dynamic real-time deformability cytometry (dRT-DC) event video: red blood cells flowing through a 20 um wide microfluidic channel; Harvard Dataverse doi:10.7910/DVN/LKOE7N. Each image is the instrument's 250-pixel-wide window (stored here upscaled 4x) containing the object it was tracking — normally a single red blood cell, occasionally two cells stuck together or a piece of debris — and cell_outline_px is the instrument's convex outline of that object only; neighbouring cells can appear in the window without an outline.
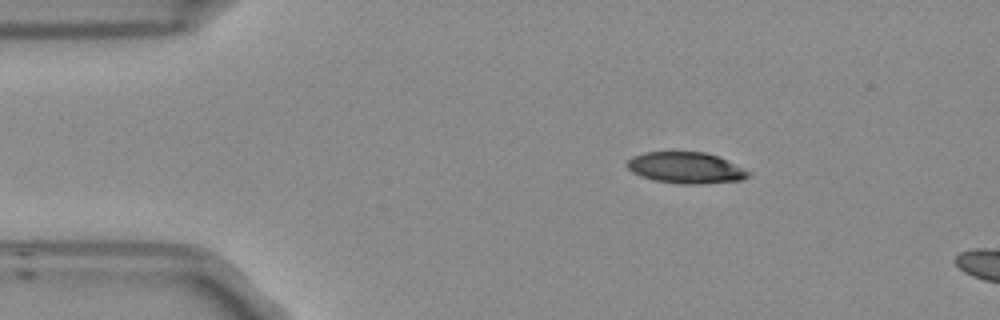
{"species": "Egyptian fruit bat (a non-hibernating species)", "species_latin": "Rousettus aegyptiacus", "temperature_condition": "room temperature", "stored_images_in_passage": 4, "camera_frame_rate_fps": 3000, "um_per_image_px": 0.085, "frame": {"image": 1, "passage_image": 2, "time_ms": 0.333, "image_size_px": [1000, 320], "cell_outline_px": [[752, 172], [748, 176], [740, 180], [700, 184], [680, 184], [652, 180], [640, 176], [632, 172], [624, 164], [632, 156], [644, 152], [704, 152], [716, 156], [744, 168]], "centroid_in_image_um": [58.24, 14.27], "position_along_channel_um": 26.8, "area_um2": 22.08}}